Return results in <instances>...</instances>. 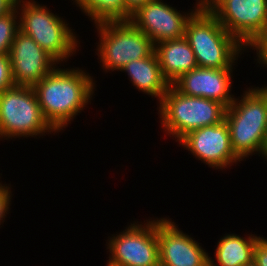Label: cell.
Listing matches in <instances>:
<instances>
[{
    "label": "cell",
    "instance_id": "obj_25",
    "mask_svg": "<svg viewBox=\"0 0 267 266\" xmlns=\"http://www.w3.org/2000/svg\"><path fill=\"white\" fill-rule=\"evenodd\" d=\"M151 0H124L126 9L132 14L137 8Z\"/></svg>",
    "mask_w": 267,
    "mask_h": 266
},
{
    "label": "cell",
    "instance_id": "obj_6",
    "mask_svg": "<svg viewBox=\"0 0 267 266\" xmlns=\"http://www.w3.org/2000/svg\"><path fill=\"white\" fill-rule=\"evenodd\" d=\"M45 133L57 132L45 120L33 87L14 85L0 93V139Z\"/></svg>",
    "mask_w": 267,
    "mask_h": 266
},
{
    "label": "cell",
    "instance_id": "obj_2",
    "mask_svg": "<svg viewBox=\"0 0 267 266\" xmlns=\"http://www.w3.org/2000/svg\"><path fill=\"white\" fill-rule=\"evenodd\" d=\"M243 92L225 114L231 148L240 161L253 154L263 157L267 145V86L249 87Z\"/></svg>",
    "mask_w": 267,
    "mask_h": 266
},
{
    "label": "cell",
    "instance_id": "obj_20",
    "mask_svg": "<svg viewBox=\"0 0 267 266\" xmlns=\"http://www.w3.org/2000/svg\"><path fill=\"white\" fill-rule=\"evenodd\" d=\"M14 86L9 55H0V93Z\"/></svg>",
    "mask_w": 267,
    "mask_h": 266
},
{
    "label": "cell",
    "instance_id": "obj_1",
    "mask_svg": "<svg viewBox=\"0 0 267 266\" xmlns=\"http://www.w3.org/2000/svg\"><path fill=\"white\" fill-rule=\"evenodd\" d=\"M79 68H55L33 86L42 114L58 133L92 100L93 77Z\"/></svg>",
    "mask_w": 267,
    "mask_h": 266
},
{
    "label": "cell",
    "instance_id": "obj_8",
    "mask_svg": "<svg viewBox=\"0 0 267 266\" xmlns=\"http://www.w3.org/2000/svg\"><path fill=\"white\" fill-rule=\"evenodd\" d=\"M203 4L245 49L267 31V0H205Z\"/></svg>",
    "mask_w": 267,
    "mask_h": 266
},
{
    "label": "cell",
    "instance_id": "obj_17",
    "mask_svg": "<svg viewBox=\"0 0 267 266\" xmlns=\"http://www.w3.org/2000/svg\"><path fill=\"white\" fill-rule=\"evenodd\" d=\"M241 237L237 234L221 236L217 243L215 261L209 257V266H244L253 261V251L256 241L260 238L256 234Z\"/></svg>",
    "mask_w": 267,
    "mask_h": 266
},
{
    "label": "cell",
    "instance_id": "obj_21",
    "mask_svg": "<svg viewBox=\"0 0 267 266\" xmlns=\"http://www.w3.org/2000/svg\"><path fill=\"white\" fill-rule=\"evenodd\" d=\"M10 184H3L0 182V225L4 223L6 215L9 214L10 205H11V198H12V191Z\"/></svg>",
    "mask_w": 267,
    "mask_h": 266
},
{
    "label": "cell",
    "instance_id": "obj_5",
    "mask_svg": "<svg viewBox=\"0 0 267 266\" xmlns=\"http://www.w3.org/2000/svg\"><path fill=\"white\" fill-rule=\"evenodd\" d=\"M158 108L161 128L176 142L191 131L222 123L227 109L218 101L182 94L172 85L163 95Z\"/></svg>",
    "mask_w": 267,
    "mask_h": 266
},
{
    "label": "cell",
    "instance_id": "obj_23",
    "mask_svg": "<svg viewBox=\"0 0 267 266\" xmlns=\"http://www.w3.org/2000/svg\"><path fill=\"white\" fill-rule=\"evenodd\" d=\"M253 261L257 266H267V238L260 237L254 247Z\"/></svg>",
    "mask_w": 267,
    "mask_h": 266
},
{
    "label": "cell",
    "instance_id": "obj_16",
    "mask_svg": "<svg viewBox=\"0 0 267 266\" xmlns=\"http://www.w3.org/2000/svg\"><path fill=\"white\" fill-rule=\"evenodd\" d=\"M120 71L128 74L129 81L138 91L157 98L158 102L170 86L162 75L155 51L150 56L127 63Z\"/></svg>",
    "mask_w": 267,
    "mask_h": 266
},
{
    "label": "cell",
    "instance_id": "obj_15",
    "mask_svg": "<svg viewBox=\"0 0 267 266\" xmlns=\"http://www.w3.org/2000/svg\"><path fill=\"white\" fill-rule=\"evenodd\" d=\"M162 75L171 85L181 75L197 68L194 52L185 37L155 44Z\"/></svg>",
    "mask_w": 267,
    "mask_h": 266
},
{
    "label": "cell",
    "instance_id": "obj_13",
    "mask_svg": "<svg viewBox=\"0 0 267 266\" xmlns=\"http://www.w3.org/2000/svg\"><path fill=\"white\" fill-rule=\"evenodd\" d=\"M157 219L160 266H209V254L169 218Z\"/></svg>",
    "mask_w": 267,
    "mask_h": 266
},
{
    "label": "cell",
    "instance_id": "obj_19",
    "mask_svg": "<svg viewBox=\"0 0 267 266\" xmlns=\"http://www.w3.org/2000/svg\"><path fill=\"white\" fill-rule=\"evenodd\" d=\"M19 31L17 7L0 16V55H8L11 44Z\"/></svg>",
    "mask_w": 267,
    "mask_h": 266
},
{
    "label": "cell",
    "instance_id": "obj_14",
    "mask_svg": "<svg viewBox=\"0 0 267 266\" xmlns=\"http://www.w3.org/2000/svg\"><path fill=\"white\" fill-rule=\"evenodd\" d=\"M232 72L233 68L197 67L181 75L171 85L182 94L212 99L228 108L235 100L231 94Z\"/></svg>",
    "mask_w": 267,
    "mask_h": 266
},
{
    "label": "cell",
    "instance_id": "obj_12",
    "mask_svg": "<svg viewBox=\"0 0 267 266\" xmlns=\"http://www.w3.org/2000/svg\"><path fill=\"white\" fill-rule=\"evenodd\" d=\"M8 55L14 85L33 87L59 64L20 30L16 33Z\"/></svg>",
    "mask_w": 267,
    "mask_h": 266
},
{
    "label": "cell",
    "instance_id": "obj_18",
    "mask_svg": "<svg viewBox=\"0 0 267 266\" xmlns=\"http://www.w3.org/2000/svg\"><path fill=\"white\" fill-rule=\"evenodd\" d=\"M94 24L129 21L131 13L124 0H72Z\"/></svg>",
    "mask_w": 267,
    "mask_h": 266
},
{
    "label": "cell",
    "instance_id": "obj_10",
    "mask_svg": "<svg viewBox=\"0 0 267 266\" xmlns=\"http://www.w3.org/2000/svg\"><path fill=\"white\" fill-rule=\"evenodd\" d=\"M203 5L202 0L188 13H180L162 0H151L137 8L129 22L144 32L155 44L185 36V28L191 16Z\"/></svg>",
    "mask_w": 267,
    "mask_h": 266
},
{
    "label": "cell",
    "instance_id": "obj_26",
    "mask_svg": "<svg viewBox=\"0 0 267 266\" xmlns=\"http://www.w3.org/2000/svg\"><path fill=\"white\" fill-rule=\"evenodd\" d=\"M263 159L265 158V160L267 161V145H266V149H265V152L263 154Z\"/></svg>",
    "mask_w": 267,
    "mask_h": 266
},
{
    "label": "cell",
    "instance_id": "obj_7",
    "mask_svg": "<svg viewBox=\"0 0 267 266\" xmlns=\"http://www.w3.org/2000/svg\"><path fill=\"white\" fill-rule=\"evenodd\" d=\"M95 26L99 37L96 55L105 72L120 71L127 63L150 56L155 51L153 41L129 21Z\"/></svg>",
    "mask_w": 267,
    "mask_h": 266
},
{
    "label": "cell",
    "instance_id": "obj_11",
    "mask_svg": "<svg viewBox=\"0 0 267 266\" xmlns=\"http://www.w3.org/2000/svg\"><path fill=\"white\" fill-rule=\"evenodd\" d=\"M179 144L210 168L225 170L240 162L231 148L226 121L191 131Z\"/></svg>",
    "mask_w": 267,
    "mask_h": 266
},
{
    "label": "cell",
    "instance_id": "obj_4",
    "mask_svg": "<svg viewBox=\"0 0 267 266\" xmlns=\"http://www.w3.org/2000/svg\"><path fill=\"white\" fill-rule=\"evenodd\" d=\"M16 7L19 30L30 36L60 66L63 61L74 56L80 42L63 17L52 13L47 6L35 0H18Z\"/></svg>",
    "mask_w": 267,
    "mask_h": 266
},
{
    "label": "cell",
    "instance_id": "obj_24",
    "mask_svg": "<svg viewBox=\"0 0 267 266\" xmlns=\"http://www.w3.org/2000/svg\"><path fill=\"white\" fill-rule=\"evenodd\" d=\"M18 0H0V16L11 12L17 6Z\"/></svg>",
    "mask_w": 267,
    "mask_h": 266
},
{
    "label": "cell",
    "instance_id": "obj_3",
    "mask_svg": "<svg viewBox=\"0 0 267 266\" xmlns=\"http://www.w3.org/2000/svg\"><path fill=\"white\" fill-rule=\"evenodd\" d=\"M184 37L202 68H234L235 61L246 51L204 4L188 20Z\"/></svg>",
    "mask_w": 267,
    "mask_h": 266
},
{
    "label": "cell",
    "instance_id": "obj_22",
    "mask_svg": "<svg viewBox=\"0 0 267 266\" xmlns=\"http://www.w3.org/2000/svg\"><path fill=\"white\" fill-rule=\"evenodd\" d=\"M252 50H256L255 59L257 63L261 64V67L267 68V31L264 32L250 47ZM263 65V66H262Z\"/></svg>",
    "mask_w": 267,
    "mask_h": 266
},
{
    "label": "cell",
    "instance_id": "obj_27",
    "mask_svg": "<svg viewBox=\"0 0 267 266\" xmlns=\"http://www.w3.org/2000/svg\"><path fill=\"white\" fill-rule=\"evenodd\" d=\"M244 266H257V265L254 263V261H252L251 263L246 264V265H244Z\"/></svg>",
    "mask_w": 267,
    "mask_h": 266
},
{
    "label": "cell",
    "instance_id": "obj_9",
    "mask_svg": "<svg viewBox=\"0 0 267 266\" xmlns=\"http://www.w3.org/2000/svg\"><path fill=\"white\" fill-rule=\"evenodd\" d=\"M130 223L125 230L109 238L106 266H159L157 220Z\"/></svg>",
    "mask_w": 267,
    "mask_h": 266
}]
</instances>
